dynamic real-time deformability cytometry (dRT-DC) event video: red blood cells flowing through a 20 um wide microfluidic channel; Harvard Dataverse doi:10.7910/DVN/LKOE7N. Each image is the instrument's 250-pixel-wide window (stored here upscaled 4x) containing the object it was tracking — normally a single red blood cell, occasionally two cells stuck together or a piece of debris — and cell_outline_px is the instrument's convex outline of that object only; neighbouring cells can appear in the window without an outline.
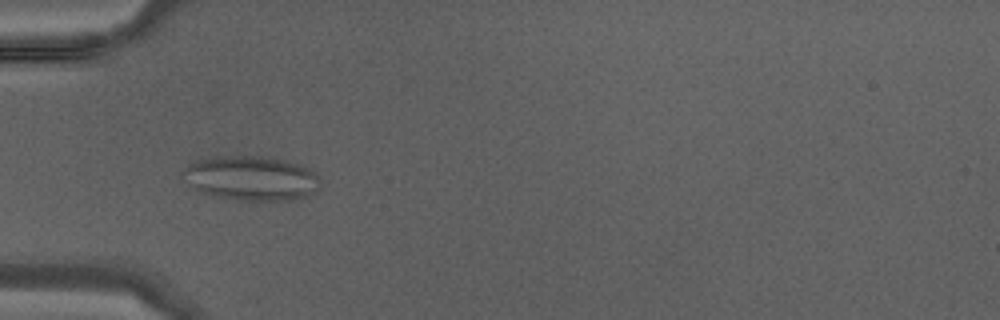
{"species": "Egyptian fruit bat (a non-hibernating species)", "species_latin": "Rousettus aegyptiacus", "temperature_condition": "warm", "stored_images_in_passage": 42, "camera_frame_rate_fps": 3000, "um_per_image_px": 0.085, "animal": {"sex": "male"}, "frame": {"image": 1, "passage_image": 14, "time_ms": 4.333, "image_size_px": [1000, 320], "cell_outline_px": [[320, 188], [316, 192], [296, 200], [240, 200], [212, 196], [200, 192], [192, 188], [180, 176], [180, 172], [184, 168], [196, 160], [216, 156], [260, 156], [284, 160], [300, 164], [308, 168], [320, 176]], "centroid_in_image_um": [21.34, 15.15], "position_along_channel_um": 63.7, "area_um2": 36.18}}
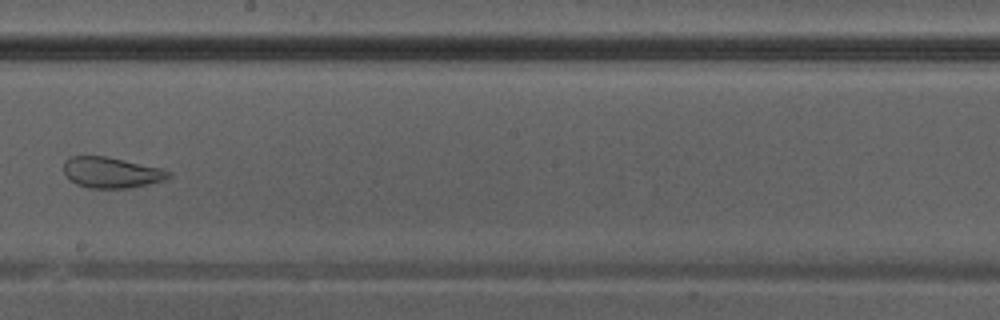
{"frame": {"image": 2, "passage_image": 25, "time_ms": 8.0, "image_size_px": [1000, 320], "cell_outline_px": [[172, 176], [164, 180], [128, 188], [88, 188], [76, 184], [68, 180], [64, 172], [64, 164], [72, 156], [108, 156], [164, 168], [172, 172]], "centroid_in_image_um": [9.5, 14.66], "position_along_channel_um": 238.7, "area_um2": 19.02}}
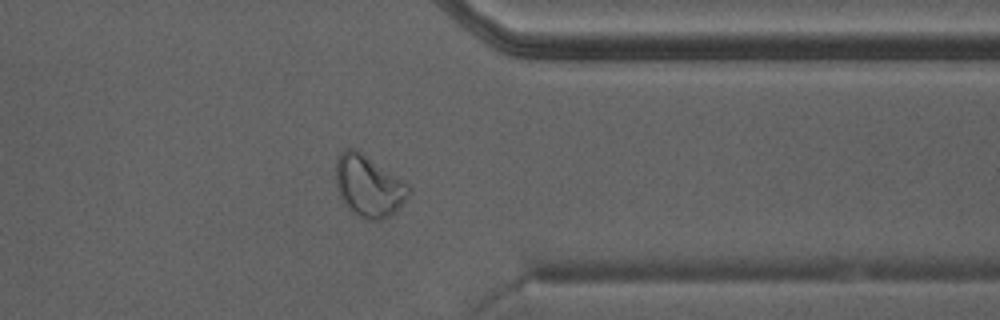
{"frame": {"image": 3, "passage_image": 34, "time_ms": 11.0, "image_size_px": [1000, 320], "cell_outline_px": [[412, 188], [408, 196], [396, 212], [380, 220], [368, 220], [356, 216], [344, 204], [336, 188], [336, 160], [340, 152], [344, 148], [356, 148], [408, 184]], "centroid_in_image_um": [31.31, 15.82], "position_along_channel_um": 380.1, "area_um2": 26.3}}